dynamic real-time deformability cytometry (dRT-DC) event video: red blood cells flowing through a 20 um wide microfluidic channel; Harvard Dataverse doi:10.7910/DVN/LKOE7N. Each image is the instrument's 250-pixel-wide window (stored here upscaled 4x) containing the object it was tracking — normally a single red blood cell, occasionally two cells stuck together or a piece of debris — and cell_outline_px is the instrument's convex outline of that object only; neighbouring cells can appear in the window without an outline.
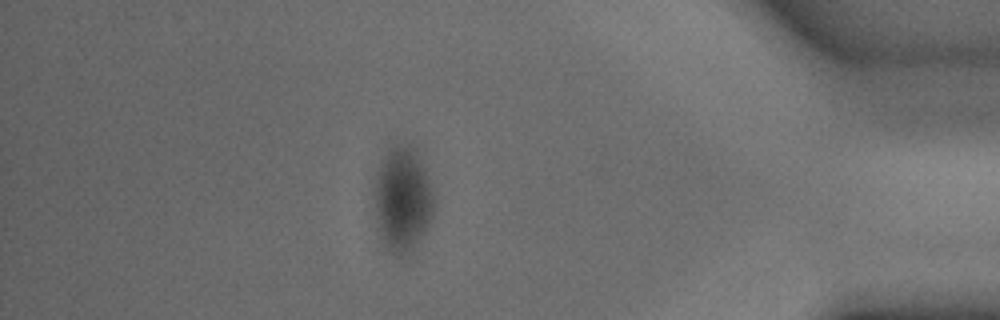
{"species": "common noctule bat (a hibernating species)", "species_latin": "Nyctalus noctula", "temperature_condition": "warm", "stored_images_in_passage": 36, "camera_frame_rate_fps": 3000, "um_per_image_px": 0.085, "animal": {"sex": "male", "body_mass_g": 15.6}, "frame": {"image": 1, "passage_image": 32, "time_ms": 10.333, "image_size_px": [1000, 320], "cell_outline_px": [[432, 216], [420, 240], [404, 256], [396, 256], [384, 244], [376, 220], [376, 180], [380, 164], [388, 148], [392, 144], [412, 144], [420, 148], [432, 188]], "centroid_in_image_um": [34.25, 16.84], "position_along_channel_um": 400.9, "area_um2": 36.3}}